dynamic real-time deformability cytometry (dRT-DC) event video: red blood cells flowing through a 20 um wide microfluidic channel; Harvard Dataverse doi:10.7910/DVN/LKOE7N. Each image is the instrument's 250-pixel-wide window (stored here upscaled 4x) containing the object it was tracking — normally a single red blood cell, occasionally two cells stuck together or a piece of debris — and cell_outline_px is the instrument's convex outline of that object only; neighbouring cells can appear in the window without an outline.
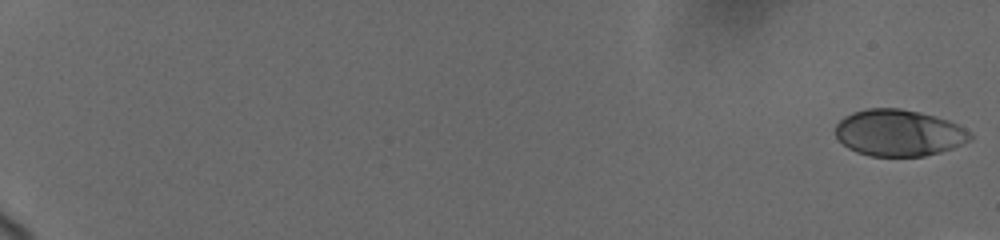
{"species": "human", "species_latin": "Homo sapiens", "temperature_condition": "cold", "stored_images_in_passage": 13, "camera_frame_rate_fps": 3000, "um_per_image_px": 0.085, "donor": {"sex": "female"}, "frame": {"image": 1, "passage_image": 1, "time_ms": 0.0, "image_size_px": [1000, 240], "cell_outline_px": [[972, 140], [952, 148], [940, 152], [924, 156], [872, 156], [856, 152], [848, 148], [836, 136], [836, 124], [844, 116], [852, 112], [868, 108], [900, 108], [920, 112], [948, 120], [972, 132]], "centroid_in_image_um": [76.41, 11.29], "position_along_channel_um": 8.6, "area_um2": 36.59}}